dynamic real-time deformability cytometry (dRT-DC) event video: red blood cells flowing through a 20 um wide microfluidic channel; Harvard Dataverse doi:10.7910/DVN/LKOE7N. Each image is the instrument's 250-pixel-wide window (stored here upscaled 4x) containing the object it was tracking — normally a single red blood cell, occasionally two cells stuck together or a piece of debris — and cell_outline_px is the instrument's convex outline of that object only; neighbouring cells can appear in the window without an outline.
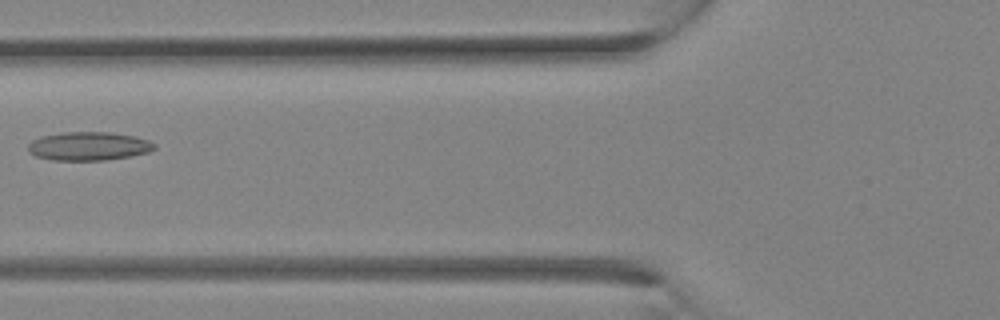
{"species": "Egyptian fruit bat (a non-hibernating species)", "species_latin": "Rousettus aegyptiacus", "temperature_condition": "room temperature", "stored_images_in_passage": 18, "camera_frame_rate_fps": 3000, "um_per_image_px": 0.085, "animal": {"sex": "female"}, "frame": {"image": 1, "passage_image": 13, "time_ms": 4.0, "image_size_px": [1000, 320], "cell_outline_px": [[156, 148], [148, 152], [132, 156], [108, 160], [52, 160], [36, 156], [28, 152], [28, 144], [32, 140], [40, 136], [64, 132], [112, 132], [136, 136], [148, 140], [156, 144]], "centroid_in_image_um": [7.55, 12.42], "position_along_channel_um": 118.3, "area_um2": 21.27}}
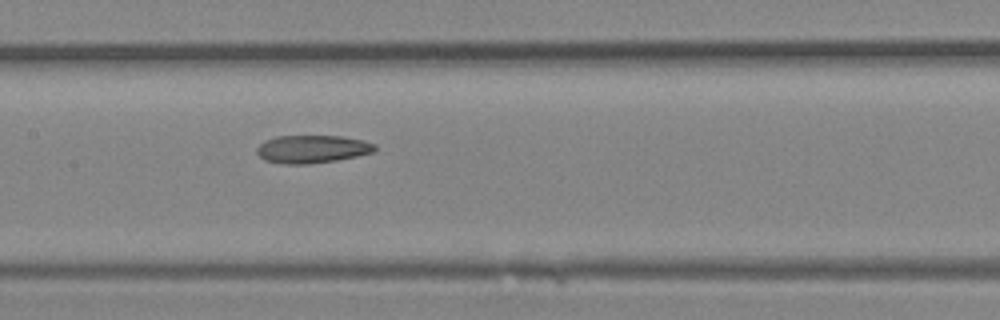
{"frame": {"image": 2, "passage_image": 16, "time_ms": 5.0, "image_size_px": [1000, 320], "cell_outline_px": [[376, 152], [336, 160], [312, 164], [284, 164], [264, 160], [256, 152], [256, 148], [264, 140], [276, 136], [340, 136], [364, 140], [376, 144]], "centroid_in_image_um": [26.54, 12.67], "position_along_channel_um": 180.9, "area_um2": 19.36}}
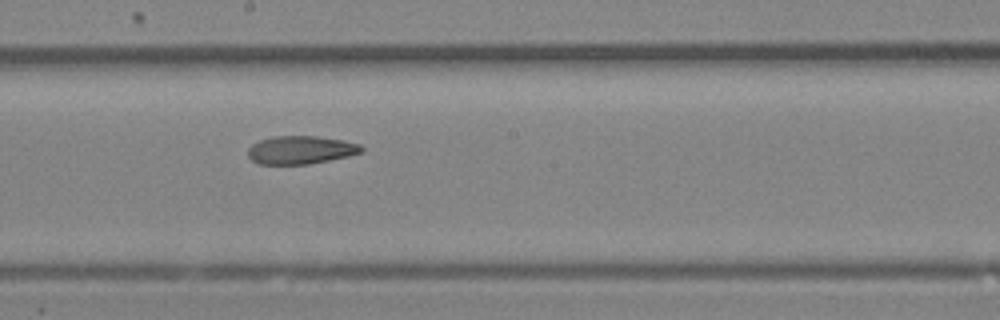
{"frame": {"image": 3, "passage_image": 18, "time_ms": 5.667, "image_size_px": [1000, 320], "cell_outline_px": [[364, 152], [348, 156], [308, 164], [256, 164], [248, 156], [248, 148], [252, 144], [260, 140], [272, 136], [316, 136], [344, 140], [360, 144], [364, 148]], "centroid_in_image_um": [25.56, 12.74], "position_along_channel_um": 222.6, "area_um2": 18.73}}